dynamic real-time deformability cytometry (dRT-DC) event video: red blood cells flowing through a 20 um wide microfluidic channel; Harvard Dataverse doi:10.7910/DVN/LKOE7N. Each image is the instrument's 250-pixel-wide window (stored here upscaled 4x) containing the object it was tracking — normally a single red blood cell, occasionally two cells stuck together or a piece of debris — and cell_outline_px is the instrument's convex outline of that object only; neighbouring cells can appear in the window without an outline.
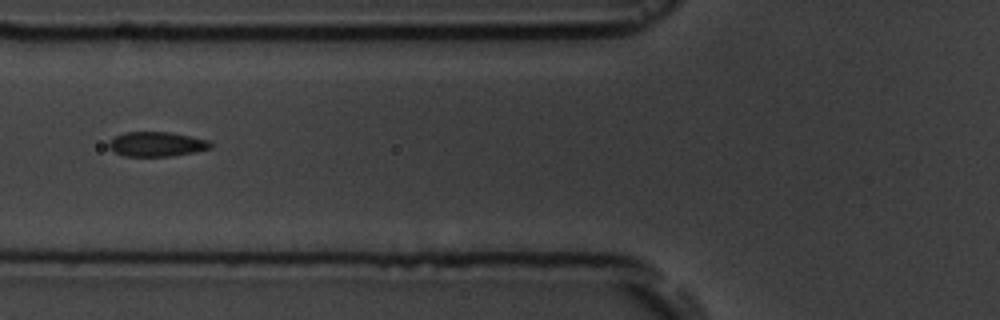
{"species": "common noctule bat (a hibernating species)", "species_latin": "Nyctalus noctula", "temperature_condition": "room temperature", "stored_images_in_passage": 7, "camera_frame_rate_fps": 3000, "um_per_image_px": 0.085, "animal": {"sex": "male", "body_mass_g": 19.5, "forearm_length_mm": 54.6}, "frame": {"image": 1, "passage_image": 5, "time_ms": 4.667, "image_size_px": [1000, 320], "cell_outline_px": [[212, 148], [196, 152], [172, 156], [124, 156], [108, 148], [108, 140], [124, 132], [168, 132], [208, 140], [212, 144]], "centroid_in_image_um": [13.3, 12.26], "position_along_channel_um": 112.5, "area_um2": 14.62}}
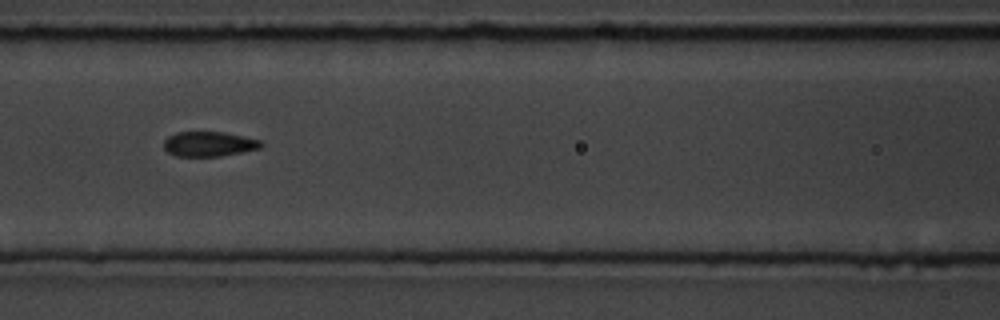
{"frame": {"image": 2, "passage_image": 6, "time_ms": 5.667, "image_size_px": [1000, 320], "cell_outline_px": [[264, 144], [260, 148], [220, 156], [176, 156], [168, 152], [164, 148], [164, 140], [168, 136], [176, 132], [224, 132], [244, 136], [260, 140]], "centroid_in_image_um": [17.75, 12.23], "position_along_channel_um": 148.8, "area_um2": 14.05}}
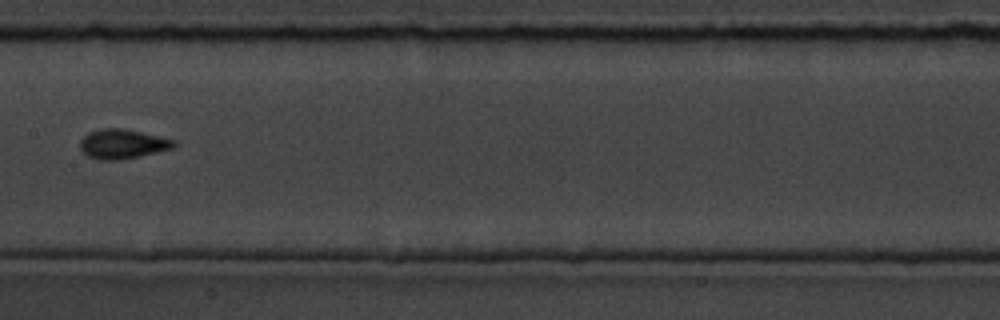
{"frame": {"image": 3, "passage_image": 7, "time_ms": 7.0, "image_size_px": [1000, 320], "cell_outline_px": [[176, 144], [172, 148], [120, 160], [100, 160], [88, 156], [80, 148], [80, 140], [88, 132], [100, 128], [120, 128], [140, 132], [176, 140]], "centroid_in_image_um": [10.37, 12.23], "position_along_channel_um": 197.0, "area_um2": 15.9}}